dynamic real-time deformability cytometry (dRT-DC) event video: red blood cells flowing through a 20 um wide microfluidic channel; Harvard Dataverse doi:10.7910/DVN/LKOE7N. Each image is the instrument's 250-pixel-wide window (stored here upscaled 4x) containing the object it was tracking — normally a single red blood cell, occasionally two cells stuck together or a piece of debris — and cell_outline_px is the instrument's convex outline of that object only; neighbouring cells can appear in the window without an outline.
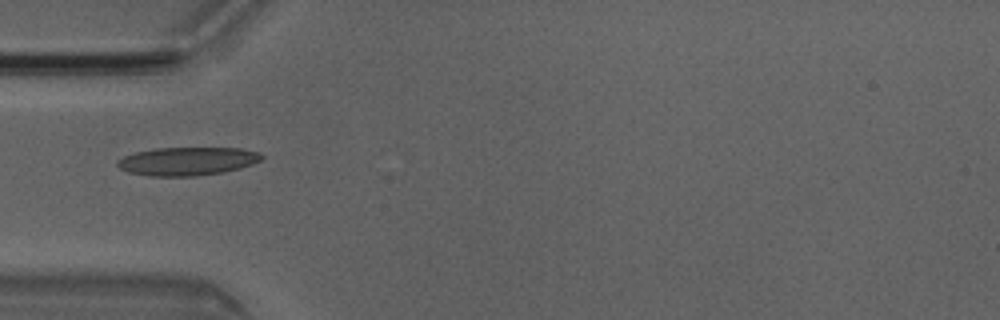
{"species": "Egyptian fruit bat (a non-hibernating species)", "species_latin": "Rousettus aegyptiacus", "temperature_condition": "room temperature", "stored_images_in_passage": 5, "camera_frame_rate_fps": 3000, "um_per_image_px": 0.085, "animal": {"sex": "male"}, "frame": {"image": 1, "passage_image": 4, "time_ms": 1.0, "image_size_px": [1000, 320], "cell_outline_px": [[264, 156], [260, 160], [252, 164], [240, 168], [220, 172], [196, 176], [148, 176], [128, 172], [120, 168], [116, 164], [116, 160], [124, 156], [136, 152], [156, 148], [240, 148], [260, 152]], "centroid_in_image_um": [15.91, 13.7], "position_along_channel_um": 69.1, "area_um2": 23.76}}